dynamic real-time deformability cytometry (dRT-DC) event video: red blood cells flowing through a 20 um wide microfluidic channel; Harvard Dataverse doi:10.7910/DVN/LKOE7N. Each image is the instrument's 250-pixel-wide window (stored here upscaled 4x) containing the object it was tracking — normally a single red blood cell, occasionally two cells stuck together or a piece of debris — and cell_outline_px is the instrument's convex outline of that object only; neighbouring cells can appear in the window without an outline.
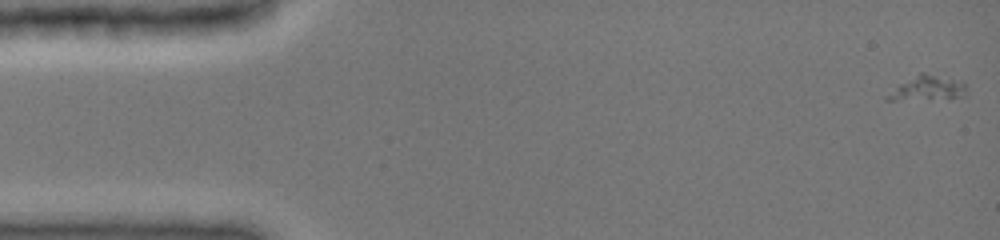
{"species": "common noctule bat (a hibernating species)", "species_latin": "Nyctalus noctula", "temperature_condition": "cold", "stored_images_in_passage": 48, "camera_frame_rate_fps": 3000, "um_per_image_px": 0.085, "animal": {"sex": "female", "body_mass_g": 19.0, "forearm_length_mm": 51.5}, "frame": {"image": 1, "passage_image": 1, "time_ms": 0.0, "image_size_px": [1000, 240], "cell_outline_px": [[968, 96], [928, 100], [884, 100], [884, 96], [900, 84], [920, 72], [924, 72], [952, 80], [964, 84], [968, 88]], "centroid_in_image_um": [78.82, 7.54], "position_along_channel_um": 6.2, "area_um2": 11.39}}
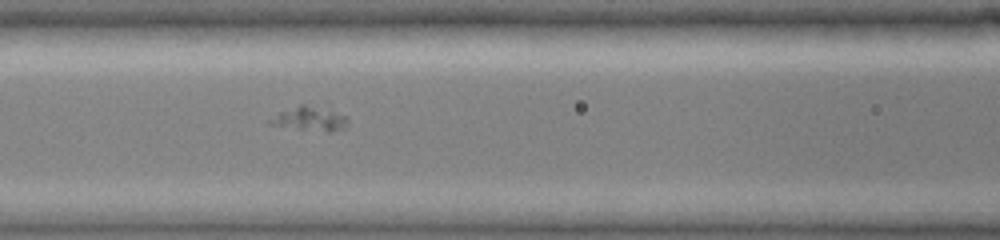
{"frame": {"image": 2, "passage_image": 21, "time_ms": 6.667, "image_size_px": [1000, 240], "cell_outline_px": [[348, 120], [344, 128], [332, 132], [300, 132], [268, 124], [268, 120], [280, 112], [300, 104], [304, 104], [348, 116]], "centroid_in_image_um": [26.28, 10.17], "position_along_channel_um": 140.3, "area_um2": 11.33}}
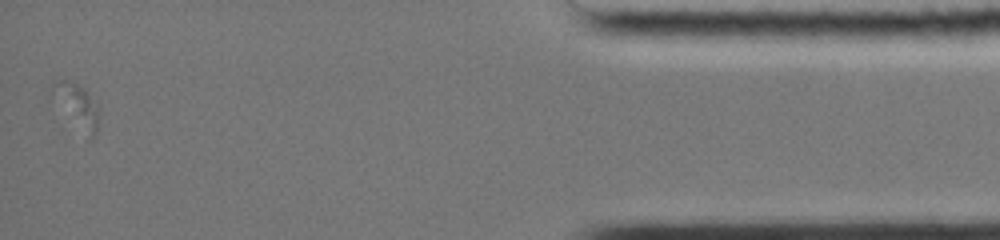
{"frame": {"image": 3, "passage_image": 48, "time_ms": 15.667, "image_size_px": [1000, 240], "cell_outline_px": [[96, 136], [88, 140], [52, 88], [52, 84], [56, 80], [72, 80], [84, 88], [96, 104]], "centroid_in_image_um": [6.62, 8.96], "position_along_channel_um": 428.6, "area_um2": 10.4}}